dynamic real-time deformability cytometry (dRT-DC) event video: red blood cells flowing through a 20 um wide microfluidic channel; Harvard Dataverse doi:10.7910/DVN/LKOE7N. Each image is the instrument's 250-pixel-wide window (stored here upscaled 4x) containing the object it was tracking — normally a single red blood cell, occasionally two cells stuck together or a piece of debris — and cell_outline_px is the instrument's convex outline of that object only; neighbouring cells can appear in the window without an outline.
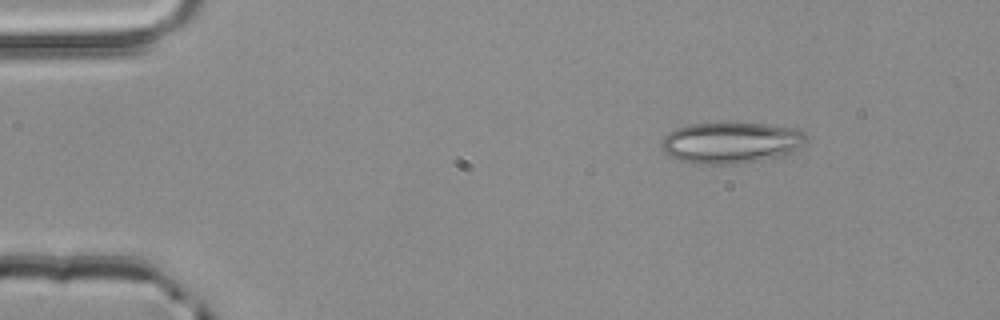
{"species": "common noctule bat (a hibernating species)", "species_latin": "Nyctalus noctula", "temperature_condition": "room temperature", "stored_images_in_passage": 3, "camera_frame_rate_fps": 3000, "um_per_image_px": 0.085, "animal": {"sex": "male", "body_mass_g": 20.4}, "frame": {"image": 1, "passage_image": 1, "time_ms": 0.0, "image_size_px": [1000, 320], "cell_outline_px": [[808, 140], [804, 144], [792, 152], [784, 156], [736, 164], [692, 164], [668, 156], [660, 148], [660, 144], [664, 136], [668, 132], [676, 128], [692, 124], [768, 124], [800, 128], [808, 136]], "centroid_in_image_um": [62.16, 12.14], "position_along_channel_um": 22.8, "area_um2": 35.14}}